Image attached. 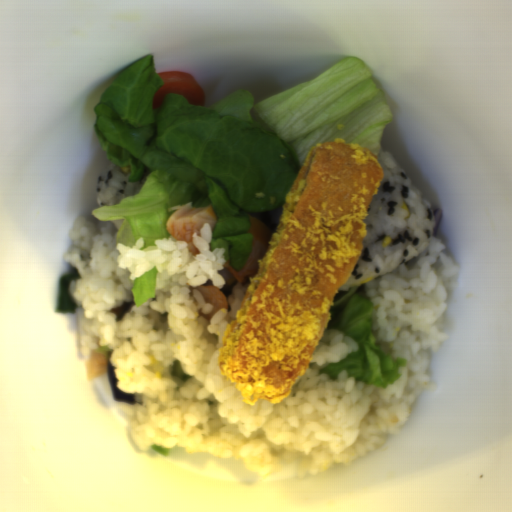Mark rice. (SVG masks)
Wrapping results in <instances>:
<instances>
[{
  "instance_id": "1",
  "label": "rice",
  "mask_w": 512,
  "mask_h": 512,
  "mask_svg": "<svg viewBox=\"0 0 512 512\" xmlns=\"http://www.w3.org/2000/svg\"><path fill=\"white\" fill-rule=\"evenodd\" d=\"M110 221L78 216L64 255L81 277L69 283L76 304L81 355L107 346L116 386L134 396L119 401L130 419L129 435L142 451L181 447L236 459L250 472L271 475L295 466L300 476L324 473L363 457L398 432L425 390H436L429 359L447 341L444 317L458 282V266L436 234L414 258L362 284L372 305L371 330L379 347L403 357L401 376L379 387L323 370L355 351L354 338L324 330L289 397L279 404L243 395L223 374L219 352L225 331L253 281L227 284L220 273L226 249L211 250L212 228L192 236L200 251L171 235L145 249L143 237L128 248L117 243ZM156 266V298L139 308L134 279ZM208 279L229 309H213L195 289Z\"/></svg>"
},
{
  "instance_id": "2",
  "label": "rice",
  "mask_w": 512,
  "mask_h": 512,
  "mask_svg": "<svg viewBox=\"0 0 512 512\" xmlns=\"http://www.w3.org/2000/svg\"><path fill=\"white\" fill-rule=\"evenodd\" d=\"M383 177L366 214L364 246L346 284L349 290L398 268L424 251L435 230V213L406 170L380 147ZM337 291V292H338Z\"/></svg>"
},
{
  "instance_id": "3",
  "label": "rice",
  "mask_w": 512,
  "mask_h": 512,
  "mask_svg": "<svg viewBox=\"0 0 512 512\" xmlns=\"http://www.w3.org/2000/svg\"><path fill=\"white\" fill-rule=\"evenodd\" d=\"M150 175V169H145L140 180L129 182L130 167H121L114 161L103 167L98 175L95 198L100 207L114 206L122 199L138 194Z\"/></svg>"
},
{
  "instance_id": "4",
  "label": "rice",
  "mask_w": 512,
  "mask_h": 512,
  "mask_svg": "<svg viewBox=\"0 0 512 512\" xmlns=\"http://www.w3.org/2000/svg\"><path fill=\"white\" fill-rule=\"evenodd\" d=\"M284 204H280L278 207L272 210H268L261 213H248V216L255 218L268 226L271 232L274 235L276 225L280 218L281 212L283 210Z\"/></svg>"
},
{
  "instance_id": "5",
  "label": "rice",
  "mask_w": 512,
  "mask_h": 512,
  "mask_svg": "<svg viewBox=\"0 0 512 512\" xmlns=\"http://www.w3.org/2000/svg\"><path fill=\"white\" fill-rule=\"evenodd\" d=\"M125 219H112V220H108L110 222V224L115 227L118 231L120 230L123 222H124Z\"/></svg>"
}]
</instances>
